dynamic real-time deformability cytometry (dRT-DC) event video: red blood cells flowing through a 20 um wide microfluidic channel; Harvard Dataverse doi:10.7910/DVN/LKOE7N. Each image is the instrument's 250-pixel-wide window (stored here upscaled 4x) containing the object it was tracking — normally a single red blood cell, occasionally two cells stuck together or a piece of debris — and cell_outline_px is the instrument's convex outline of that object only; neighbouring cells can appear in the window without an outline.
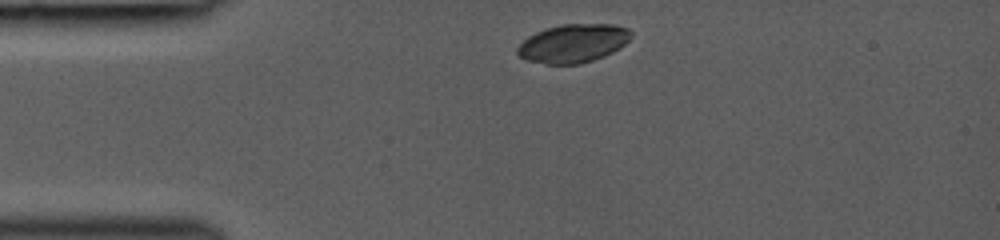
{"species": "common noctule bat (a hibernating species)", "species_latin": "Nyctalus noctula", "temperature_condition": "room temperature", "stored_images_in_passage": 31, "camera_frame_rate_fps": 3000, "um_per_image_px": 0.085, "animal": {"sex": "female", "body_mass_g": 19.0, "forearm_length_mm": 53.3}, "frame": {"image": 1, "passage_image": 1, "time_ms": 0.0, "image_size_px": [1000, 240], "cell_outline_px": [[632, 36], [620, 48], [604, 56], [580, 64], [548, 64], [528, 60], [520, 56], [516, 52], [516, 48], [528, 36], [536, 32], [548, 28], [564, 24], [612, 24], [628, 28], [632, 32]], "centroid_in_image_um": [48.73, 3.68], "position_along_channel_um": 36.3, "area_um2": 25.32}}
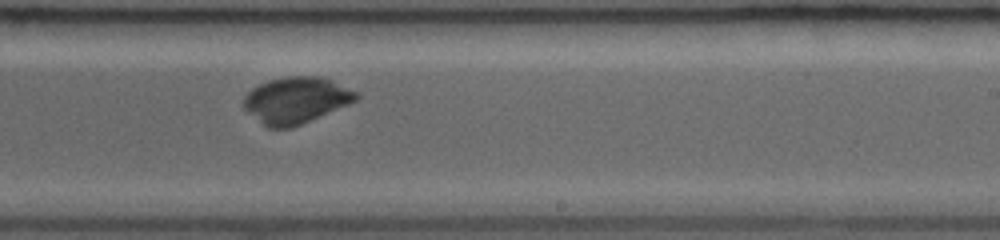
{"frame": {"image": 2, "passage_image": 19, "time_ms": 6.0, "image_size_px": [1000, 240], "cell_outline_px": [[360, 96], [356, 100], [348, 104], [292, 128], [268, 128], [248, 112], [244, 108], [244, 96], [252, 88], [268, 80], [288, 76], [320, 76], [356, 92]], "centroid_in_image_um": [25.13, 8.52], "position_along_channel_um": 263.9, "area_um2": 29.94}}
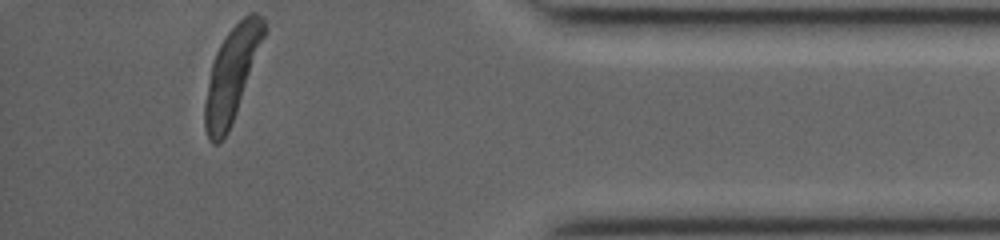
{"frame": {"image": 3, "passage_image": 31, "time_ms": 10.0, "image_size_px": [1000, 240], "cell_outline_px": [[268, 28], [236, 112], [228, 132], [216, 144], [212, 144], [208, 140], [204, 128], [204, 104], [212, 64], [216, 52], [220, 44], [228, 32], [244, 16], [252, 12], [256, 12], [264, 20]], "centroid_in_image_um": [19.7, 6.31], "position_along_channel_um": 415.5, "area_um2": 31.67}}